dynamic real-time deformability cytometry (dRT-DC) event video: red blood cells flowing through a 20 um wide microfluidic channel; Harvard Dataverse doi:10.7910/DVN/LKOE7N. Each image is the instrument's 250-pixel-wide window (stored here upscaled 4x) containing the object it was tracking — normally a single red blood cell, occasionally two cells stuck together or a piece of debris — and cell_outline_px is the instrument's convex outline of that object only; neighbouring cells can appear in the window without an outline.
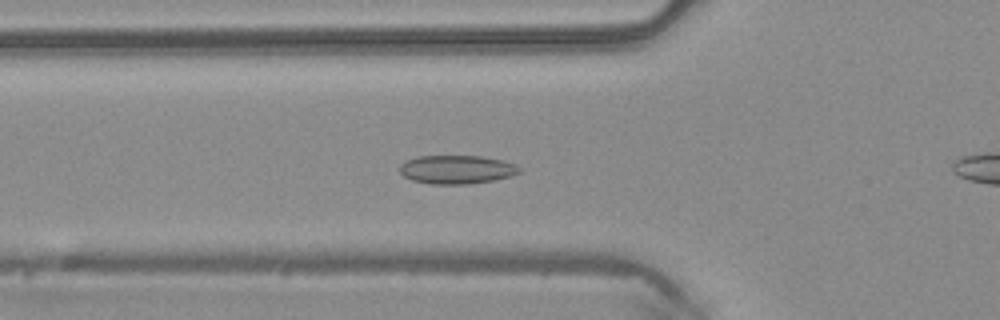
{"species": "common noctule bat (a hibernating species)", "species_latin": "Nyctalus noctula", "temperature_condition": "warm", "stored_images_in_passage": 50, "camera_frame_rate_fps": 3000, "um_per_image_px": 0.085, "animal": {"sex": "male", "body_mass_g": 20.4}, "frame": {"image": 1, "passage_image": 18, "time_ms": 5.667, "image_size_px": [1000, 320], "cell_outline_px": [[520, 172], [512, 176], [496, 180], [468, 184], [432, 184], [412, 180], [404, 176], [400, 172], [400, 164], [416, 156], [480, 156], [504, 160], [516, 164], [520, 168]], "centroid_in_image_um": [38.85, 14.41], "position_along_channel_um": 86.9, "area_um2": 20.06}}
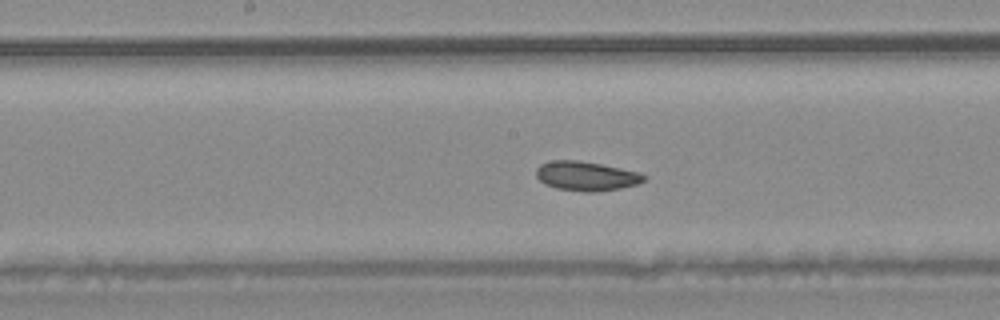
{"frame": {"image": 2, "passage_image": 26, "time_ms": 8.333, "image_size_px": [1000, 320], "cell_outline_px": [[648, 176], [644, 180], [636, 184], [620, 188], [596, 192], [584, 192], [556, 188], [544, 184], [536, 176], [536, 168], [540, 164], [552, 160], [580, 160], [640, 172]], "centroid_in_image_um": [49.81, 14.96], "position_along_channel_um": 198.4, "area_um2": 18.5}}
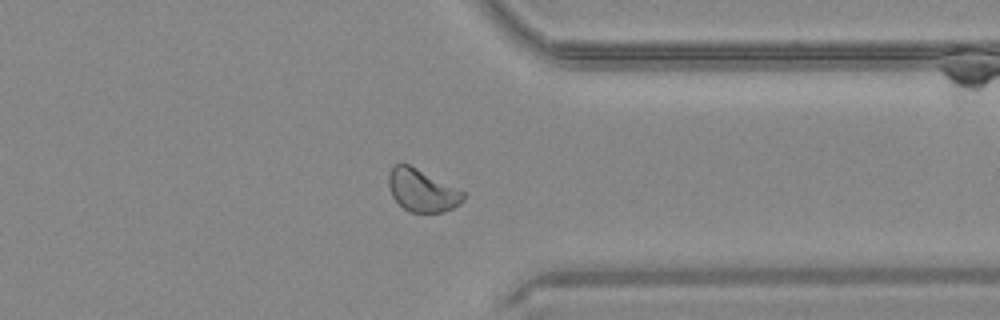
{"frame": {"image": 3, "passage_image": 39, "time_ms": 12.667, "image_size_px": [1000, 320], "cell_outline_px": [[464, 200], [460, 204], [452, 208], [440, 212], [412, 212], [404, 208], [392, 196], [388, 184], [388, 176], [392, 168], [396, 164], [408, 164], [464, 192]], "centroid_in_image_um": [35.86, 16.2], "position_along_channel_um": 375.5, "area_um2": 17.98}, "authors_computed_cell_mechanics": {"area_um2": 19.4208, "velocity_mm_per_s": 4.1571, "shape_relaxation_time_tau1_ms": 8.6584, "shape_relaxation_time_tau2_ms": 2.5027, "deformation_change_tau1": 0.0935, "deformation_change_tau2": 0.0635}}